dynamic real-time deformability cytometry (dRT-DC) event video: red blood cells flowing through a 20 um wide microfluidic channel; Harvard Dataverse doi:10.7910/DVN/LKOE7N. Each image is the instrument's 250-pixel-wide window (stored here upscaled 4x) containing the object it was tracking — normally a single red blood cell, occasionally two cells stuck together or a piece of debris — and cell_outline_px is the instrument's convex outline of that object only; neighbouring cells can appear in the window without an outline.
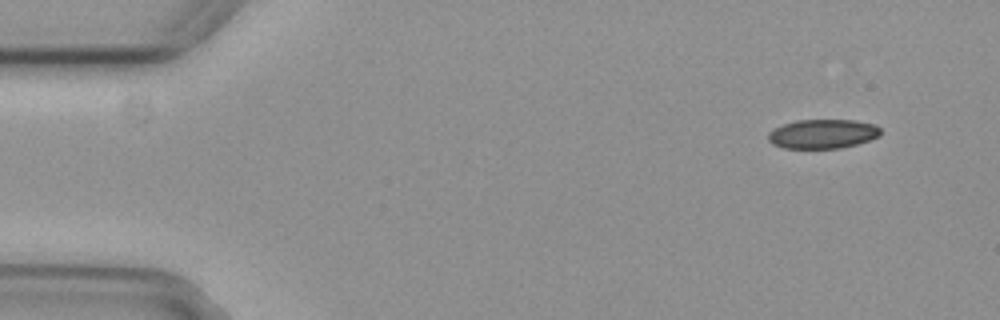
{"species": "common noctule bat (a hibernating species)", "species_latin": "Nyctalus noctula", "temperature_condition": "cold", "stored_images_in_passage": 3, "camera_frame_rate_fps": 3000, "um_per_image_px": 0.085, "animal": {"sex": "female", "body_mass_g": 29.2, "forearm_length_mm": 56.3}, "frame": {"image": 1, "passage_image": 1, "time_ms": 0.0, "image_size_px": [1000, 320], "cell_outline_px": [[880, 136], [856, 144], [840, 148], [784, 148], [772, 144], [768, 140], [768, 132], [784, 124], [796, 120], [856, 120], [876, 124], [880, 128]], "centroid_in_image_um": [69.94, 11.37], "position_along_channel_um": 15.1, "area_um2": 19.13}}
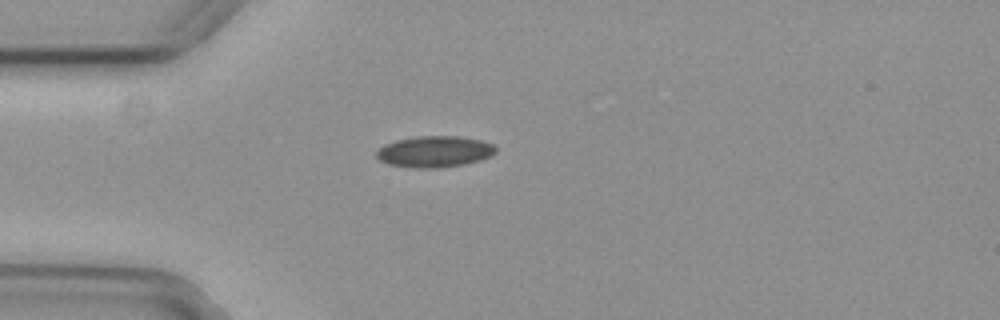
{"frame": {"image": 2, "passage_image": 3, "time_ms": 0.667, "image_size_px": [1000, 320], "cell_outline_px": [[496, 152], [492, 156], [480, 160], [464, 164], [440, 168], [416, 168], [388, 164], [380, 160], [376, 156], [376, 152], [384, 144], [396, 140], [416, 136], [456, 136], [480, 140], [492, 144], [496, 148]], "centroid_in_image_um": [36.94, 12.89], "position_along_channel_um": 48.1, "area_um2": 21.73}}